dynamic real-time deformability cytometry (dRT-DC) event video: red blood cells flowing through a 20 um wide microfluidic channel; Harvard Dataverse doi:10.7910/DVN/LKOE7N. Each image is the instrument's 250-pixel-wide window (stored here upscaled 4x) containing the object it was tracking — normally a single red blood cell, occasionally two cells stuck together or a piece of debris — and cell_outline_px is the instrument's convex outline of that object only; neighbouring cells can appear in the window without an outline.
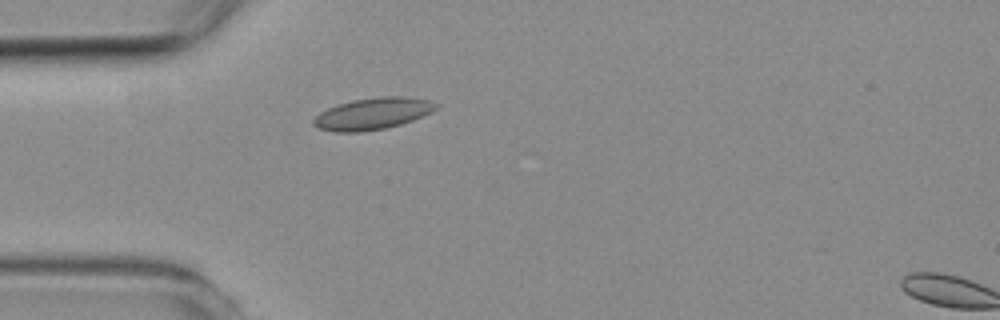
{"species": "common noctule bat (a hibernating species)", "species_latin": "Nyctalus noctula", "temperature_condition": "room temperature", "stored_images_in_passage": 2, "camera_frame_rate_fps": 3000, "um_per_image_px": 0.085, "animal": {"sex": "female", "body_mass_g": 19.3, "forearm_length_mm": 54.1}, "frame": {"image": 1, "passage_image": 2, "time_ms": 1.333, "image_size_px": [1000, 320], "cell_outline_px": [[436, 108], [432, 112], [412, 120], [400, 124], [384, 128], [360, 132], [336, 132], [320, 128], [312, 124], [312, 120], [320, 112], [328, 108], [352, 100], [380, 96], [404, 96], [428, 100], [436, 104]], "centroid_in_image_um": [31.66, 9.66], "position_along_channel_um": 53.3, "area_um2": 22.37}}